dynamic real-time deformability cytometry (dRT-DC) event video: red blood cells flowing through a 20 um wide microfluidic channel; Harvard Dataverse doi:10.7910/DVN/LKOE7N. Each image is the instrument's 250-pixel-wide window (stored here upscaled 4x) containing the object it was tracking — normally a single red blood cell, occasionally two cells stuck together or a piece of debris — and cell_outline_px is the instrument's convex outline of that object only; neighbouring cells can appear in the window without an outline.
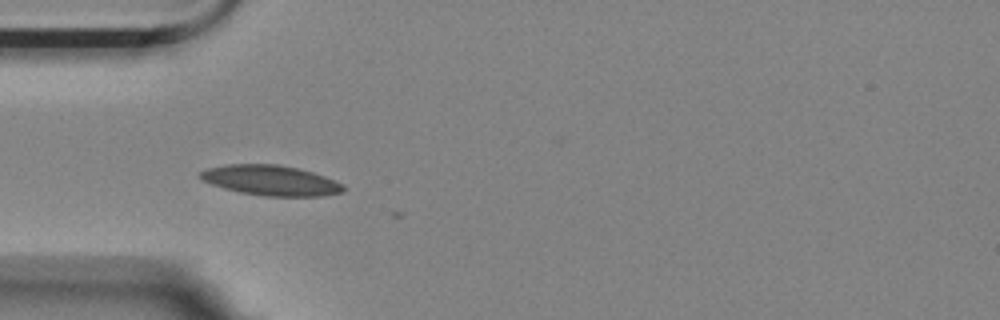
{"species": "Egyptian fruit bat (a non-hibernating species)", "species_latin": "Rousettus aegyptiacus", "temperature_condition": "room temperature", "stored_images_in_passage": 4, "camera_frame_rate_fps": 3000, "um_per_image_px": 0.085, "animal": {"sex": "female"}, "frame": {"image": 1, "passage_image": 3, "time_ms": 0.667, "image_size_px": [1000, 320], "cell_outline_px": [[344, 188], [340, 192], [324, 196], [264, 196], [240, 192], [224, 188], [200, 180], [200, 172], [208, 168], [228, 164], [276, 164], [296, 168], [312, 172], [324, 176], [344, 184]], "centroid_in_image_um": [23.0, 15.33], "position_along_channel_um": 62.0, "area_um2": 24.97}}
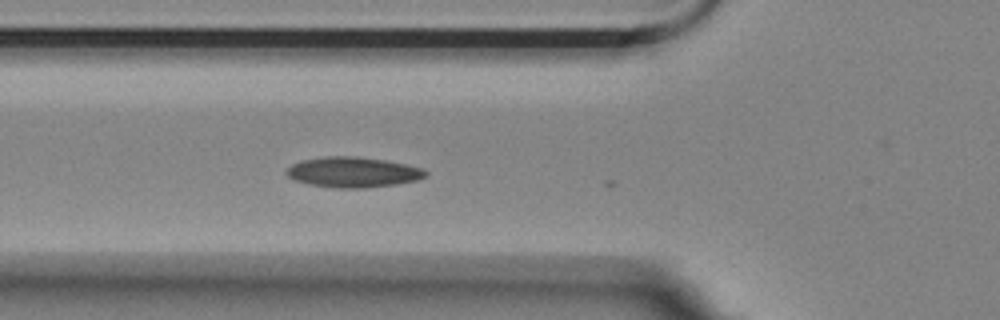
{"frame": {"image": 2, "passage_image": 4, "time_ms": 1.0, "image_size_px": [1000, 320], "cell_outline_px": [[428, 176], [416, 180], [396, 184], [364, 188], [336, 188], [308, 184], [296, 180], [288, 176], [284, 172], [292, 164], [304, 160], [324, 156], [352, 156], [384, 160], [424, 168], [428, 172]], "centroid_in_image_um": [30.02, 14.64], "position_along_channel_um": 95.8, "area_um2": 24.51}}